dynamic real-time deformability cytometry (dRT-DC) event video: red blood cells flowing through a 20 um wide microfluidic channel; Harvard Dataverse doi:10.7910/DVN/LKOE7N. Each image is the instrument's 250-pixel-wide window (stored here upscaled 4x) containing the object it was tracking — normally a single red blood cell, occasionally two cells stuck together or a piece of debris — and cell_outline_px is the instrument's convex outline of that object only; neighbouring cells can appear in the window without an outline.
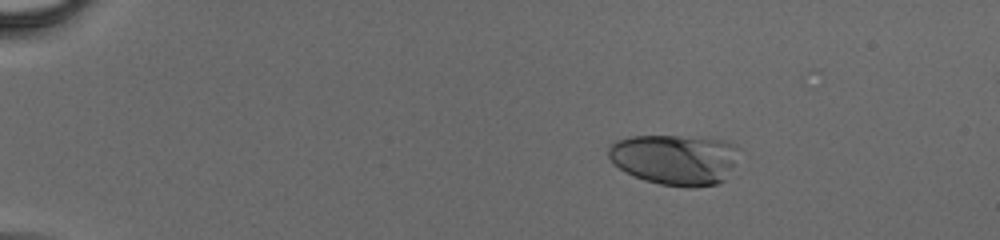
{"species": "human", "species_latin": "Homo sapiens", "temperature_condition": "cold", "stored_images_in_passage": 40, "camera_frame_rate_fps": 3000, "um_per_image_px": 0.085, "donor": {"sex": "male"}, "frame": {"image": 1, "passage_image": 1, "time_ms": 0.0, "image_size_px": [1000, 240], "cell_outline_px": [[740, 148], [724, 180], [716, 184], [692, 188], [688, 188], [660, 184], [644, 180], [624, 172], [608, 156], [608, 148], [616, 140], [632, 136], [708, 136], [724, 140], [736, 144]], "centroid_in_image_um": [57.38, 13.53], "position_along_channel_um": 27.6, "area_um2": 38.78}}
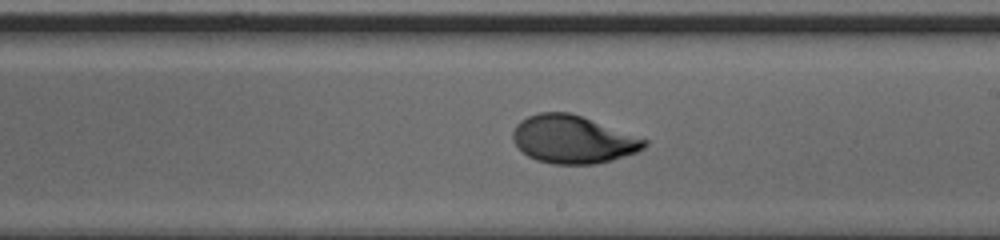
{"frame": {"image": 2, "passage_image": 22, "time_ms": 7.0, "image_size_px": [1000, 240], "cell_outline_px": [[648, 144], [644, 148], [636, 152], [612, 160], [596, 164], [552, 164], [536, 160], [528, 156], [512, 140], [512, 132], [516, 124], [520, 120], [528, 116], [540, 112], [568, 112], [580, 116], [648, 140]], "centroid_in_image_um": [48.67, 11.86], "position_along_channel_um": 240.3, "area_um2": 36.41}}
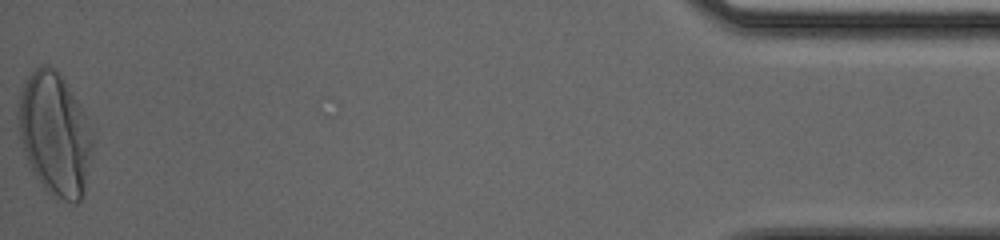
{"frame": {"image": 3, "passage_image": 40, "time_ms": 13.0, "image_size_px": [1000, 240], "cell_outline_px": [[92, 144], [84, 192], [80, 200], [76, 204], [72, 204], [56, 200], [44, 188], [28, 164], [24, 152], [20, 136], [20, 92], [24, 84], [32, 72], [36, 68], [44, 64], [48, 64], [64, 80], [72, 92], [84, 116]], "centroid_in_image_um": [4.64, 11.48], "position_along_channel_um": 430.6, "area_um2": 51.79}}